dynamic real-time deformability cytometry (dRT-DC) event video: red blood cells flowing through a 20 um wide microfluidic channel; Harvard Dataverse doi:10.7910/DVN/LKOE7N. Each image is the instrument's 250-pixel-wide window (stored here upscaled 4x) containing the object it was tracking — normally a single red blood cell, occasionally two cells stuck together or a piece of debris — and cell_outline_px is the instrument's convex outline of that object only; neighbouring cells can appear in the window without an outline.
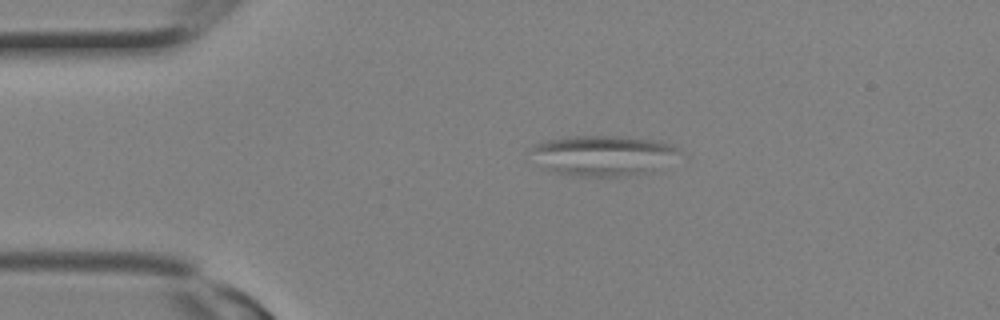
{"species": "Egyptian fruit bat (a non-hibernating species)", "species_latin": "Rousettus aegyptiacus", "temperature_condition": "room temperature", "stored_images_in_passage": 2, "camera_frame_rate_fps": 3000, "um_per_image_px": 0.085, "animal": {"sex": "female"}, "frame": {"image": 1, "passage_image": 1, "time_ms": 0.0, "image_size_px": [1000, 320], "cell_outline_px": [[680, 152], [652, 172], [628, 176], [576, 176], [556, 172], [544, 168], [528, 148], [544, 140], [568, 136], [620, 136], [652, 140], [672, 144], [680, 148]], "centroid_in_image_um": [51.24, 13.21], "position_along_channel_um": 33.8, "area_um2": 34.68}}
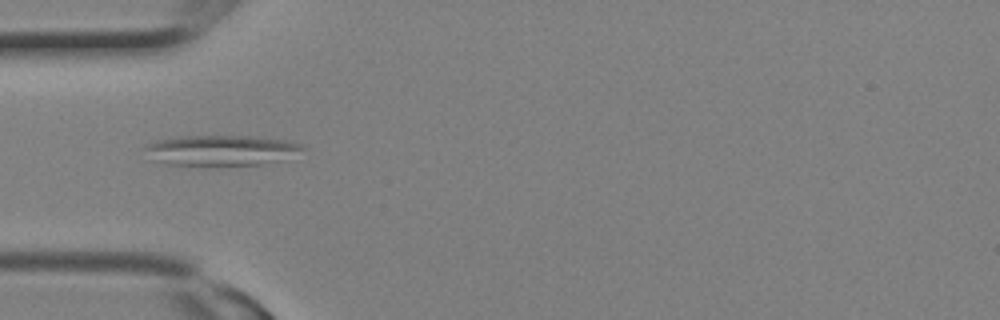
{"frame": {"image": 2, "passage_image": 2, "time_ms": 0.333, "image_size_px": [1000, 320], "cell_outline_px": [[304, 148], [276, 160], [260, 164], [208, 168], [164, 164], [144, 160], [144, 144], [156, 140], [180, 136], [260, 136], [288, 140], [300, 144]], "centroid_in_image_um": [18.55, 12.81], "position_along_channel_um": 66.5, "area_um2": 29.13}}